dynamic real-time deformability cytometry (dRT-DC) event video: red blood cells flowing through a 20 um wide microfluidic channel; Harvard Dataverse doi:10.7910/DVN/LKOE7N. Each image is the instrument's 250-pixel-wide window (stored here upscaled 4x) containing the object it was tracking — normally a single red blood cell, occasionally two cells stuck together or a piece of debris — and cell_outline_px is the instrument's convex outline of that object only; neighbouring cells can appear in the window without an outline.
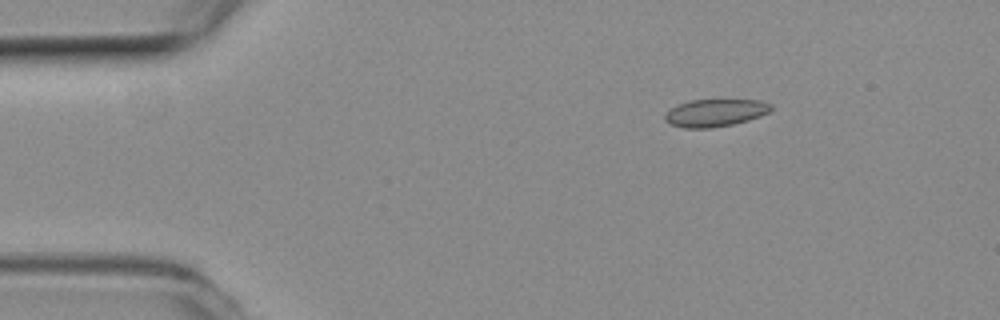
{"species": "common noctule bat (a hibernating species)", "species_latin": "Nyctalus noctula", "temperature_condition": "room temperature", "stored_images_in_passage": 3, "camera_frame_rate_fps": 3000, "um_per_image_px": 0.085, "animal": {"sex": "female", "body_mass_g": 19.3, "forearm_length_mm": 54.1}, "frame": {"image": 1, "passage_image": 2, "time_ms": 0.333, "image_size_px": [1000, 320], "cell_outline_px": [[772, 108], [768, 112], [760, 116], [748, 120], [732, 124], [712, 128], [684, 128], [672, 124], [664, 120], [664, 116], [676, 104], [692, 100], [760, 100], [772, 104]], "centroid_in_image_um": [60.79, 9.59], "position_along_channel_um": 24.2, "area_um2": 16.88}}